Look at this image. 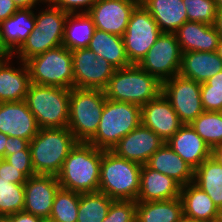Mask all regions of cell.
<instances>
[{"label":"cell","mask_w":222,"mask_h":222,"mask_svg":"<svg viewBox=\"0 0 222 222\" xmlns=\"http://www.w3.org/2000/svg\"><path fill=\"white\" fill-rule=\"evenodd\" d=\"M188 21L214 25L217 6L215 0H183Z\"/></svg>","instance_id":"cell-36"},{"label":"cell","mask_w":222,"mask_h":222,"mask_svg":"<svg viewBox=\"0 0 222 222\" xmlns=\"http://www.w3.org/2000/svg\"><path fill=\"white\" fill-rule=\"evenodd\" d=\"M80 193L59 188L55 194L49 222H77Z\"/></svg>","instance_id":"cell-34"},{"label":"cell","mask_w":222,"mask_h":222,"mask_svg":"<svg viewBox=\"0 0 222 222\" xmlns=\"http://www.w3.org/2000/svg\"><path fill=\"white\" fill-rule=\"evenodd\" d=\"M217 9H222V0H215Z\"/></svg>","instance_id":"cell-54"},{"label":"cell","mask_w":222,"mask_h":222,"mask_svg":"<svg viewBox=\"0 0 222 222\" xmlns=\"http://www.w3.org/2000/svg\"><path fill=\"white\" fill-rule=\"evenodd\" d=\"M7 58H12V55L3 46L1 37H0V60H5Z\"/></svg>","instance_id":"cell-49"},{"label":"cell","mask_w":222,"mask_h":222,"mask_svg":"<svg viewBox=\"0 0 222 222\" xmlns=\"http://www.w3.org/2000/svg\"><path fill=\"white\" fill-rule=\"evenodd\" d=\"M39 129L25 101L0 102V132L31 141Z\"/></svg>","instance_id":"cell-18"},{"label":"cell","mask_w":222,"mask_h":222,"mask_svg":"<svg viewBox=\"0 0 222 222\" xmlns=\"http://www.w3.org/2000/svg\"><path fill=\"white\" fill-rule=\"evenodd\" d=\"M136 201L113 200L102 222H136Z\"/></svg>","instance_id":"cell-37"},{"label":"cell","mask_w":222,"mask_h":222,"mask_svg":"<svg viewBox=\"0 0 222 222\" xmlns=\"http://www.w3.org/2000/svg\"><path fill=\"white\" fill-rule=\"evenodd\" d=\"M43 1L45 3L46 0H13V2L16 4V6L21 9V8H34L36 4L39 2Z\"/></svg>","instance_id":"cell-46"},{"label":"cell","mask_w":222,"mask_h":222,"mask_svg":"<svg viewBox=\"0 0 222 222\" xmlns=\"http://www.w3.org/2000/svg\"><path fill=\"white\" fill-rule=\"evenodd\" d=\"M95 29L93 20L88 13L68 14L62 45L71 51L88 48Z\"/></svg>","instance_id":"cell-30"},{"label":"cell","mask_w":222,"mask_h":222,"mask_svg":"<svg viewBox=\"0 0 222 222\" xmlns=\"http://www.w3.org/2000/svg\"><path fill=\"white\" fill-rule=\"evenodd\" d=\"M33 8L18 9L11 17L0 22V37L5 49L13 55L35 27Z\"/></svg>","instance_id":"cell-23"},{"label":"cell","mask_w":222,"mask_h":222,"mask_svg":"<svg viewBox=\"0 0 222 222\" xmlns=\"http://www.w3.org/2000/svg\"><path fill=\"white\" fill-rule=\"evenodd\" d=\"M201 83L176 75L162 82V93L183 124L190 125L204 108L201 101Z\"/></svg>","instance_id":"cell-12"},{"label":"cell","mask_w":222,"mask_h":222,"mask_svg":"<svg viewBox=\"0 0 222 222\" xmlns=\"http://www.w3.org/2000/svg\"><path fill=\"white\" fill-rule=\"evenodd\" d=\"M97 1L98 0H46V2L52 6L60 8L68 14L87 13ZM81 7L84 8V10L80 9ZM79 9L81 11H78Z\"/></svg>","instance_id":"cell-39"},{"label":"cell","mask_w":222,"mask_h":222,"mask_svg":"<svg viewBox=\"0 0 222 222\" xmlns=\"http://www.w3.org/2000/svg\"><path fill=\"white\" fill-rule=\"evenodd\" d=\"M109 100L143 106L162 92V83L137 64L116 69L104 89Z\"/></svg>","instance_id":"cell-4"},{"label":"cell","mask_w":222,"mask_h":222,"mask_svg":"<svg viewBox=\"0 0 222 222\" xmlns=\"http://www.w3.org/2000/svg\"><path fill=\"white\" fill-rule=\"evenodd\" d=\"M167 144L194 171L213 153L197 132L186 124L167 141Z\"/></svg>","instance_id":"cell-19"},{"label":"cell","mask_w":222,"mask_h":222,"mask_svg":"<svg viewBox=\"0 0 222 222\" xmlns=\"http://www.w3.org/2000/svg\"><path fill=\"white\" fill-rule=\"evenodd\" d=\"M182 51L174 33L162 32L137 64L161 83L179 73Z\"/></svg>","instance_id":"cell-11"},{"label":"cell","mask_w":222,"mask_h":222,"mask_svg":"<svg viewBox=\"0 0 222 222\" xmlns=\"http://www.w3.org/2000/svg\"><path fill=\"white\" fill-rule=\"evenodd\" d=\"M222 71V60L216 51H192L182 53L178 75L204 83Z\"/></svg>","instance_id":"cell-22"},{"label":"cell","mask_w":222,"mask_h":222,"mask_svg":"<svg viewBox=\"0 0 222 222\" xmlns=\"http://www.w3.org/2000/svg\"><path fill=\"white\" fill-rule=\"evenodd\" d=\"M216 52H217L218 56L221 58V60H222V36L220 37L219 44L217 46Z\"/></svg>","instance_id":"cell-52"},{"label":"cell","mask_w":222,"mask_h":222,"mask_svg":"<svg viewBox=\"0 0 222 222\" xmlns=\"http://www.w3.org/2000/svg\"><path fill=\"white\" fill-rule=\"evenodd\" d=\"M10 59L0 61V102L24 101L31 84L28 67L21 61V69L13 68Z\"/></svg>","instance_id":"cell-27"},{"label":"cell","mask_w":222,"mask_h":222,"mask_svg":"<svg viewBox=\"0 0 222 222\" xmlns=\"http://www.w3.org/2000/svg\"><path fill=\"white\" fill-rule=\"evenodd\" d=\"M174 34L182 53L216 51L221 37L214 25L194 21H186Z\"/></svg>","instance_id":"cell-20"},{"label":"cell","mask_w":222,"mask_h":222,"mask_svg":"<svg viewBox=\"0 0 222 222\" xmlns=\"http://www.w3.org/2000/svg\"><path fill=\"white\" fill-rule=\"evenodd\" d=\"M161 33L154 18L139 3L132 11L126 31L122 36L130 63L138 64Z\"/></svg>","instance_id":"cell-10"},{"label":"cell","mask_w":222,"mask_h":222,"mask_svg":"<svg viewBox=\"0 0 222 222\" xmlns=\"http://www.w3.org/2000/svg\"><path fill=\"white\" fill-rule=\"evenodd\" d=\"M214 26L216 30L219 32L220 36H222V9L217 10Z\"/></svg>","instance_id":"cell-48"},{"label":"cell","mask_w":222,"mask_h":222,"mask_svg":"<svg viewBox=\"0 0 222 222\" xmlns=\"http://www.w3.org/2000/svg\"><path fill=\"white\" fill-rule=\"evenodd\" d=\"M142 165L102 150L98 191L112 200H137Z\"/></svg>","instance_id":"cell-3"},{"label":"cell","mask_w":222,"mask_h":222,"mask_svg":"<svg viewBox=\"0 0 222 222\" xmlns=\"http://www.w3.org/2000/svg\"><path fill=\"white\" fill-rule=\"evenodd\" d=\"M201 101L205 111L222 112V90L201 86Z\"/></svg>","instance_id":"cell-40"},{"label":"cell","mask_w":222,"mask_h":222,"mask_svg":"<svg viewBox=\"0 0 222 222\" xmlns=\"http://www.w3.org/2000/svg\"><path fill=\"white\" fill-rule=\"evenodd\" d=\"M101 159V149L78 142L57 175L60 187L80 194L98 192Z\"/></svg>","instance_id":"cell-1"},{"label":"cell","mask_w":222,"mask_h":222,"mask_svg":"<svg viewBox=\"0 0 222 222\" xmlns=\"http://www.w3.org/2000/svg\"><path fill=\"white\" fill-rule=\"evenodd\" d=\"M0 222H10L9 217L0 215Z\"/></svg>","instance_id":"cell-53"},{"label":"cell","mask_w":222,"mask_h":222,"mask_svg":"<svg viewBox=\"0 0 222 222\" xmlns=\"http://www.w3.org/2000/svg\"><path fill=\"white\" fill-rule=\"evenodd\" d=\"M112 199L101 192L81 193L77 222H102Z\"/></svg>","instance_id":"cell-32"},{"label":"cell","mask_w":222,"mask_h":222,"mask_svg":"<svg viewBox=\"0 0 222 222\" xmlns=\"http://www.w3.org/2000/svg\"><path fill=\"white\" fill-rule=\"evenodd\" d=\"M74 87L104 90L116 68L89 48L71 51Z\"/></svg>","instance_id":"cell-13"},{"label":"cell","mask_w":222,"mask_h":222,"mask_svg":"<svg viewBox=\"0 0 222 222\" xmlns=\"http://www.w3.org/2000/svg\"><path fill=\"white\" fill-rule=\"evenodd\" d=\"M139 3L140 0H98L87 13L96 29L122 37Z\"/></svg>","instance_id":"cell-14"},{"label":"cell","mask_w":222,"mask_h":222,"mask_svg":"<svg viewBox=\"0 0 222 222\" xmlns=\"http://www.w3.org/2000/svg\"><path fill=\"white\" fill-rule=\"evenodd\" d=\"M141 124V106L106 98L95 136L88 142L98 149L111 151L129 132Z\"/></svg>","instance_id":"cell-5"},{"label":"cell","mask_w":222,"mask_h":222,"mask_svg":"<svg viewBox=\"0 0 222 222\" xmlns=\"http://www.w3.org/2000/svg\"><path fill=\"white\" fill-rule=\"evenodd\" d=\"M4 159L27 178L36 175L31 162V151H19L11 155H5Z\"/></svg>","instance_id":"cell-38"},{"label":"cell","mask_w":222,"mask_h":222,"mask_svg":"<svg viewBox=\"0 0 222 222\" xmlns=\"http://www.w3.org/2000/svg\"><path fill=\"white\" fill-rule=\"evenodd\" d=\"M29 140L20 137L8 136L7 147H5V155H11L19 151H30Z\"/></svg>","instance_id":"cell-42"},{"label":"cell","mask_w":222,"mask_h":222,"mask_svg":"<svg viewBox=\"0 0 222 222\" xmlns=\"http://www.w3.org/2000/svg\"><path fill=\"white\" fill-rule=\"evenodd\" d=\"M212 155L222 164V145L213 150Z\"/></svg>","instance_id":"cell-50"},{"label":"cell","mask_w":222,"mask_h":222,"mask_svg":"<svg viewBox=\"0 0 222 222\" xmlns=\"http://www.w3.org/2000/svg\"><path fill=\"white\" fill-rule=\"evenodd\" d=\"M0 177L14 184H24L27 177L17 168L11 166L4 158L0 161Z\"/></svg>","instance_id":"cell-41"},{"label":"cell","mask_w":222,"mask_h":222,"mask_svg":"<svg viewBox=\"0 0 222 222\" xmlns=\"http://www.w3.org/2000/svg\"><path fill=\"white\" fill-rule=\"evenodd\" d=\"M18 9L13 0H0V22L11 17Z\"/></svg>","instance_id":"cell-43"},{"label":"cell","mask_w":222,"mask_h":222,"mask_svg":"<svg viewBox=\"0 0 222 222\" xmlns=\"http://www.w3.org/2000/svg\"><path fill=\"white\" fill-rule=\"evenodd\" d=\"M70 89L31 83L25 102L39 128H64L69 121Z\"/></svg>","instance_id":"cell-7"},{"label":"cell","mask_w":222,"mask_h":222,"mask_svg":"<svg viewBox=\"0 0 222 222\" xmlns=\"http://www.w3.org/2000/svg\"><path fill=\"white\" fill-rule=\"evenodd\" d=\"M141 124L157 134L164 143L184 125L162 92L141 106Z\"/></svg>","instance_id":"cell-16"},{"label":"cell","mask_w":222,"mask_h":222,"mask_svg":"<svg viewBox=\"0 0 222 222\" xmlns=\"http://www.w3.org/2000/svg\"><path fill=\"white\" fill-rule=\"evenodd\" d=\"M25 63L33 84L65 89L74 87L72 53L63 45L34 56Z\"/></svg>","instance_id":"cell-9"},{"label":"cell","mask_w":222,"mask_h":222,"mask_svg":"<svg viewBox=\"0 0 222 222\" xmlns=\"http://www.w3.org/2000/svg\"><path fill=\"white\" fill-rule=\"evenodd\" d=\"M77 143L67 127L40 128L29 143L35 174L57 176L64 160Z\"/></svg>","instance_id":"cell-2"},{"label":"cell","mask_w":222,"mask_h":222,"mask_svg":"<svg viewBox=\"0 0 222 222\" xmlns=\"http://www.w3.org/2000/svg\"><path fill=\"white\" fill-rule=\"evenodd\" d=\"M24 184H14L0 177V215L8 216L24 209Z\"/></svg>","instance_id":"cell-35"},{"label":"cell","mask_w":222,"mask_h":222,"mask_svg":"<svg viewBox=\"0 0 222 222\" xmlns=\"http://www.w3.org/2000/svg\"><path fill=\"white\" fill-rule=\"evenodd\" d=\"M178 222H204V221L191 219L183 215Z\"/></svg>","instance_id":"cell-51"},{"label":"cell","mask_w":222,"mask_h":222,"mask_svg":"<svg viewBox=\"0 0 222 222\" xmlns=\"http://www.w3.org/2000/svg\"><path fill=\"white\" fill-rule=\"evenodd\" d=\"M180 198L183 203V215L188 218L216 222L221 214V210L209 195L194 182L181 186Z\"/></svg>","instance_id":"cell-24"},{"label":"cell","mask_w":222,"mask_h":222,"mask_svg":"<svg viewBox=\"0 0 222 222\" xmlns=\"http://www.w3.org/2000/svg\"><path fill=\"white\" fill-rule=\"evenodd\" d=\"M102 89H70L68 129L78 142L88 143L96 134L105 106Z\"/></svg>","instance_id":"cell-6"},{"label":"cell","mask_w":222,"mask_h":222,"mask_svg":"<svg viewBox=\"0 0 222 222\" xmlns=\"http://www.w3.org/2000/svg\"><path fill=\"white\" fill-rule=\"evenodd\" d=\"M146 165L173 178L181 186L194 182V170L167 143L149 158Z\"/></svg>","instance_id":"cell-25"},{"label":"cell","mask_w":222,"mask_h":222,"mask_svg":"<svg viewBox=\"0 0 222 222\" xmlns=\"http://www.w3.org/2000/svg\"><path fill=\"white\" fill-rule=\"evenodd\" d=\"M7 139L8 136L2 132H0V157H5V147H7Z\"/></svg>","instance_id":"cell-47"},{"label":"cell","mask_w":222,"mask_h":222,"mask_svg":"<svg viewBox=\"0 0 222 222\" xmlns=\"http://www.w3.org/2000/svg\"><path fill=\"white\" fill-rule=\"evenodd\" d=\"M181 185L173 178L142 165L136 202L172 200L180 197Z\"/></svg>","instance_id":"cell-21"},{"label":"cell","mask_w":222,"mask_h":222,"mask_svg":"<svg viewBox=\"0 0 222 222\" xmlns=\"http://www.w3.org/2000/svg\"><path fill=\"white\" fill-rule=\"evenodd\" d=\"M60 188L55 175L36 174L24 183L25 197L23 211L31 213L44 221L51 215L56 192Z\"/></svg>","instance_id":"cell-15"},{"label":"cell","mask_w":222,"mask_h":222,"mask_svg":"<svg viewBox=\"0 0 222 222\" xmlns=\"http://www.w3.org/2000/svg\"><path fill=\"white\" fill-rule=\"evenodd\" d=\"M182 216L183 203L180 197L136 202V222H178Z\"/></svg>","instance_id":"cell-29"},{"label":"cell","mask_w":222,"mask_h":222,"mask_svg":"<svg viewBox=\"0 0 222 222\" xmlns=\"http://www.w3.org/2000/svg\"><path fill=\"white\" fill-rule=\"evenodd\" d=\"M164 144V141L149 128L140 124L124 136L111 150L116 156L141 165Z\"/></svg>","instance_id":"cell-17"},{"label":"cell","mask_w":222,"mask_h":222,"mask_svg":"<svg viewBox=\"0 0 222 222\" xmlns=\"http://www.w3.org/2000/svg\"><path fill=\"white\" fill-rule=\"evenodd\" d=\"M88 48L97 56L106 59L116 69L132 65L121 36L95 29Z\"/></svg>","instance_id":"cell-28"},{"label":"cell","mask_w":222,"mask_h":222,"mask_svg":"<svg viewBox=\"0 0 222 222\" xmlns=\"http://www.w3.org/2000/svg\"><path fill=\"white\" fill-rule=\"evenodd\" d=\"M201 86H211V89L222 90V71L208 79L206 82L201 83Z\"/></svg>","instance_id":"cell-45"},{"label":"cell","mask_w":222,"mask_h":222,"mask_svg":"<svg viewBox=\"0 0 222 222\" xmlns=\"http://www.w3.org/2000/svg\"><path fill=\"white\" fill-rule=\"evenodd\" d=\"M161 32L174 33L188 21L183 0H140Z\"/></svg>","instance_id":"cell-26"},{"label":"cell","mask_w":222,"mask_h":222,"mask_svg":"<svg viewBox=\"0 0 222 222\" xmlns=\"http://www.w3.org/2000/svg\"><path fill=\"white\" fill-rule=\"evenodd\" d=\"M48 9L35 14V27L16 51L22 62L62 45L64 26L68 13L51 4Z\"/></svg>","instance_id":"cell-8"},{"label":"cell","mask_w":222,"mask_h":222,"mask_svg":"<svg viewBox=\"0 0 222 222\" xmlns=\"http://www.w3.org/2000/svg\"><path fill=\"white\" fill-rule=\"evenodd\" d=\"M190 126L212 151L222 145V112L204 111Z\"/></svg>","instance_id":"cell-33"},{"label":"cell","mask_w":222,"mask_h":222,"mask_svg":"<svg viewBox=\"0 0 222 222\" xmlns=\"http://www.w3.org/2000/svg\"><path fill=\"white\" fill-rule=\"evenodd\" d=\"M194 183L222 208V164L213 155L194 171Z\"/></svg>","instance_id":"cell-31"},{"label":"cell","mask_w":222,"mask_h":222,"mask_svg":"<svg viewBox=\"0 0 222 222\" xmlns=\"http://www.w3.org/2000/svg\"><path fill=\"white\" fill-rule=\"evenodd\" d=\"M216 222H222V212H221V214L219 215V217L217 218Z\"/></svg>","instance_id":"cell-55"},{"label":"cell","mask_w":222,"mask_h":222,"mask_svg":"<svg viewBox=\"0 0 222 222\" xmlns=\"http://www.w3.org/2000/svg\"><path fill=\"white\" fill-rule=\"evenodd\" d=\"M8 217L10 222H44L41 218L25 211L8 215Z\"/></svg>","instance_id":"cell-44"}]
</instances>
